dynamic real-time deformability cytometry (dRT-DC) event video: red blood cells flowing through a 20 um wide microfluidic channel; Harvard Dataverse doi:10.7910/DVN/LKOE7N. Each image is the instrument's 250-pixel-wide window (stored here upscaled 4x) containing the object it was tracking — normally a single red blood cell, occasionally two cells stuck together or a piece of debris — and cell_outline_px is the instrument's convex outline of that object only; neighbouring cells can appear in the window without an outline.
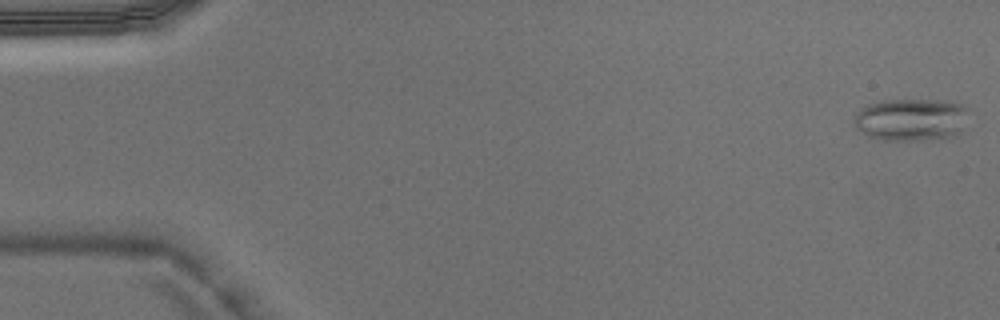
{"species": "Egyptian fruit bat (a non-hibernating species)", "species_latin": "Rousettus aegyptiacus", "temperature_condition": "warm", "stored_images_in_passage": 46, "camera_frame_rate_fps": 3000, "um_per_image_px": 0.085, "animal": {"sex": "male"}, "frame": {"image": 1, "passage_image": 1, "time_ms": 0.0, "image_size_px": [1000, 320], "cell_outline_px": [[964, 108], [960, 132], [956, 136], [948, 140], [884, 140], [868, 136], [856, 128], [852, 120], [856, 112], [860, 108], [868, 104], [880, 100], [944, 100], [960, 104]], "centroid_in_image_um": [77.36, 10.19], "position_along_channel_um": 7.6, "area_um2": 28.44}}
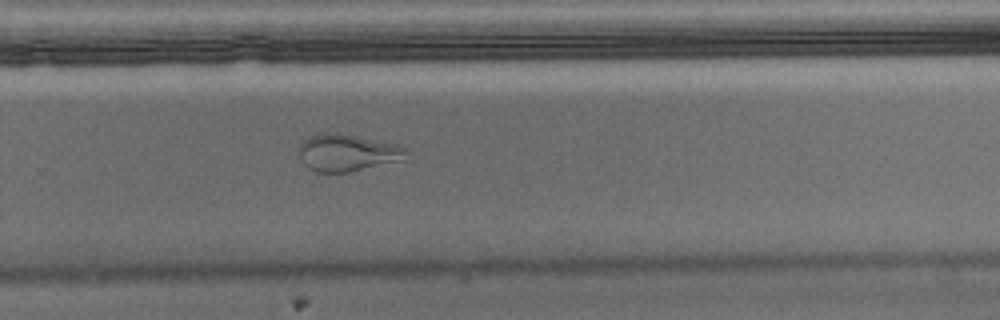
{"frame": {"image": 2, "passage_image": 31, "time_ms": 10.0, "image_size_px": [1000, 320], "cell_outline_px": [[408, 152], [404, 160], [348, 172], [316, 172], [308, 168], [300, 160], [300, 144], [304, 140], [316, 132], [336, 132], [396, 144], [408, 148]], "centroid_in_image_um": [29.52, 12.97], "position_along_channel_um": 300.3, "area_um2": 23.29}}
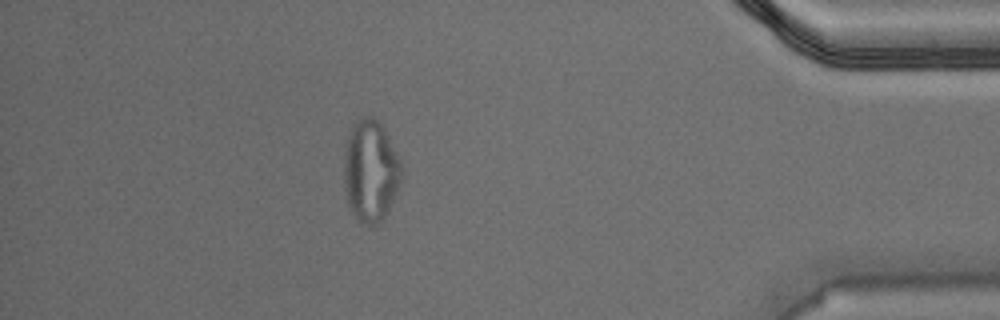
{"frame": {"image": 3, "passage_image": 41, "time_ms": 13.333, "image_size_px": [1000, 320], "cell_outline_px": [[404, 172], [400, 184], [384, 216], [372, 228], [360, 220], [356, 216], [348, 204], [344, 188], [344, 152], [348, 132], [352, 124], [360, 116], [372, 116], [384, 128], [404, 168]], "centroid_in_image_um": [31.49, 14.48], "position_along_channel_um": 403.7, "area_um2": 34.28}}